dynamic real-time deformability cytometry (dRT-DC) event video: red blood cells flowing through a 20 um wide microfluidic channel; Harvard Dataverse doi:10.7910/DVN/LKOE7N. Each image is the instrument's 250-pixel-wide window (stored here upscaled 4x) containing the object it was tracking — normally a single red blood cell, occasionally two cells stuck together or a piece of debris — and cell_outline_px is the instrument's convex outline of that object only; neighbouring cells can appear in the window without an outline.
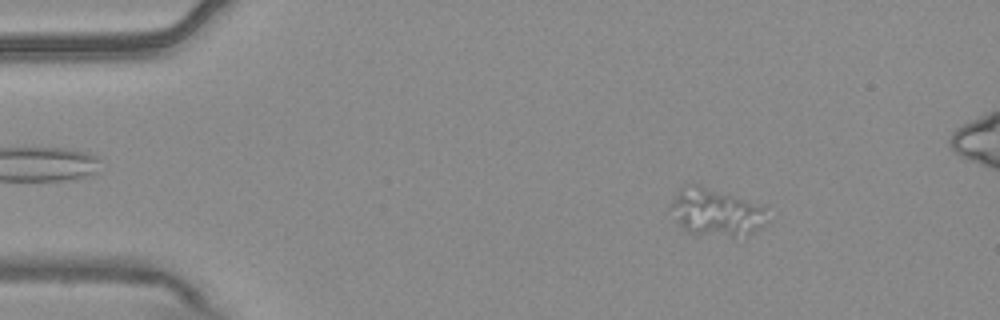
{"species": "common noctule bat (a hibernating species)", "species_latin": "Nyctalus noctula", "temperature_condition": "warm", "stored_images_in_passage": 55, "camera_frame_rate_fps": 3000, "um_per_image_px": 0.085, "animal": {"sex": "male", "body_mass_g": 20.4}, "frame": {"image": 1, "passage_image": 8, "time_ms": 2.333, "image_size_px": [1000, 320], "cell_outline_px": [[768, 220], [760, 228], [748, 236], [696, 236], [688, 232], [676, 220], [672, 204], [680, 188], [688, 184], [696, 184], [732, 196], [764, 208]], "centroid_in_image_um": [60.86, 18.1], "position_along_channel_um": 24.1, "area_um2": 25.95}}
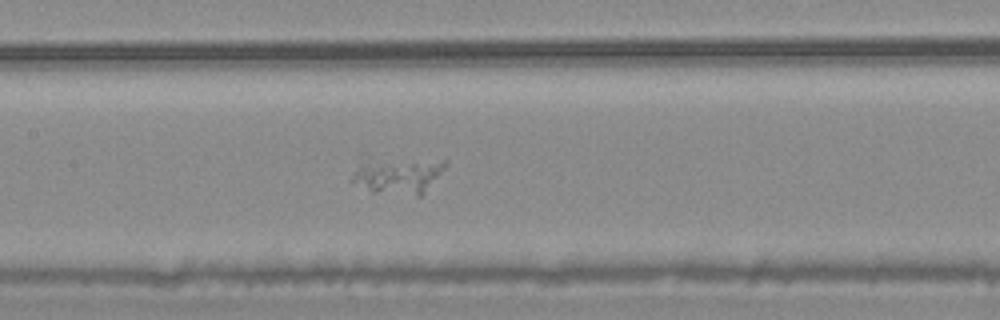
{"frame": {"image": 2, "passage_image": 26, "time_ms": 8.333, "image_size_px": [1000, 320], "cell_outline_px": [[448, 164], [424, 192], [420, 196], [416, 196], [372, 192], [348, 180], [360, 168], [384, 164], [444, 160], [448, 160]], "centroid_in_image_um": [33.95, 15.07], "position_along_channel_um": 173.4, "area_um2": 17.34}}
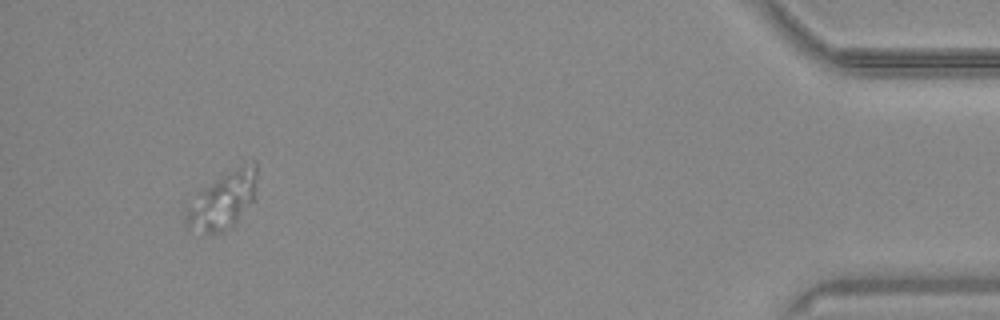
{"frame": {"image": 3, "passage_image": 51, "time_ms": 16.667, "image_size_px": [1000, 320], "cell_outline_px": [[256, 196], [232, 228], [224, 232], [204, 232], [188, 228], [184, 220], [184, 216], [196, 192], [228, 172], [252, 160], [256, 160]], "centroid_in_image_um": [18.96, 17.04], "position_along_channel_um": 416.2, "area_um2": 23.47}}